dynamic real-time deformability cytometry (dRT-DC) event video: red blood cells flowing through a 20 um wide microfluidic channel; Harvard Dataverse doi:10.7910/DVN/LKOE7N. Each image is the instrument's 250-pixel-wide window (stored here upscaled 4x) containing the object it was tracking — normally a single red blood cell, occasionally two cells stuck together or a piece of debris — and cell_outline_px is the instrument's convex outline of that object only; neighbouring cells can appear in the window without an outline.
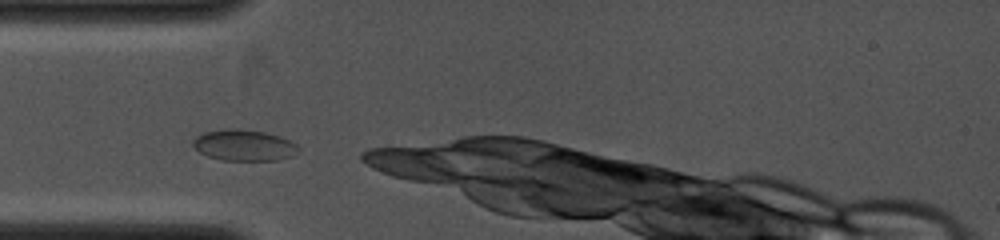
{"species": "common noctule bat (a hibernating species)", "species_latin": "Nyctalus noctula", "temperature_condition": "cold", "stored_images_in_passage": 3, "camera_frame_rate_fps": 4000, "um_per_image_px": 0.085, "animal": {"sex": "female", "body_mass_g": 19.0, "forearm_length_mm": 53.3}, "frame": {"image": 1, "passage_image": 1, "time_ms": 0.0, "image_size_px": [1000, 240], "cell_outline_px": [[300, 152], [292, 156], [276, 160], [224, 160], [208, 156], [200, 152], [192, 144], [192, 140], [196, 136], [204, 132], [228, 128], [236, 128], [264, 132], [280, 136], [296, 144], [300, 148]], "centroid_in_image_um": [20.75, 12.34], "position_along_channel_um": 64.2, "area_um2": 19.13}}